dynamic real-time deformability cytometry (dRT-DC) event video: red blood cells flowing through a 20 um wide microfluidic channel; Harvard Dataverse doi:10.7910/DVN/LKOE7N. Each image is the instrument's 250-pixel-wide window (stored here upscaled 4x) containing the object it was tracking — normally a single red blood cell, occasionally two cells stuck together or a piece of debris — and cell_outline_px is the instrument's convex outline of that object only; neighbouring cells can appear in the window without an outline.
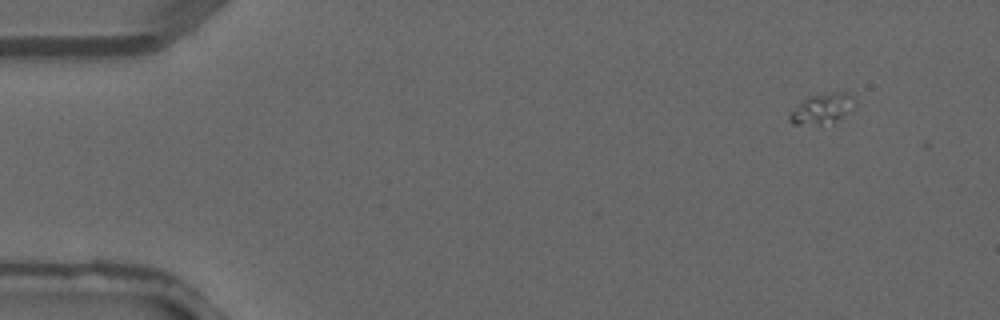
{"species": "common noctule bat (a hibernating species)", "species_latin": "Nyctalus noctula", "temperature_condition": "warm", "stored_images_in_passage": 3, "camera_frame_rate_fps": 3000, "um_per_image_px": 0.085, "animal": {"sex": "male", "forearm_length_mm": 52.5}, "frame": {"image": 1, "passage_image": 1, "time_ms": 0.0, "image_size_px": [1000, 320], "cell_outline_px": [[856, 104], [840, 116], [832, 120], [820, 124], [792, 124], [788, 120], [788, 116], [808, 96], [832, 92], [848, 92], [856, 96]], "centroid_in_image_um": [69.9, 9.19], "position_along_channel_um": 15.1, "area_um2": 11.04}}
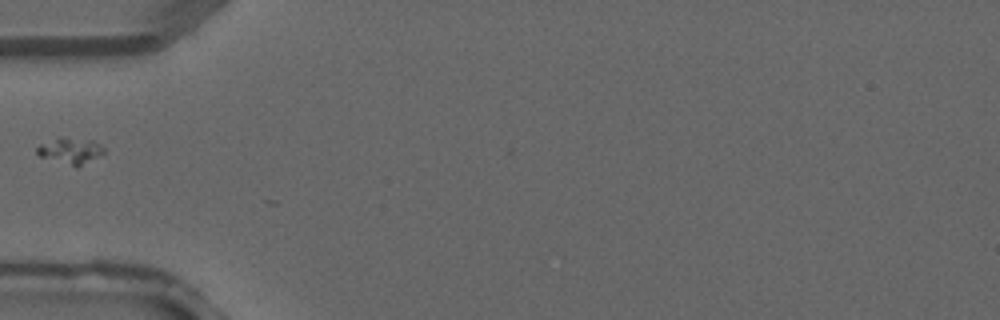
{"frame": {"image": 2, "passage_image": 3, "time_ms": 0.667, "image_size_px": [1000, 320], "cell_outline_px": [[104, 152], [100, 156], [76, 168], [40, 156], [36, 152], [36, 148], [40, 144], [60, 136], [92, 140], [100, 144], [104, 148]], "centroid_in_image_um": [5.99, 12.81], "position_along_channel_um": 79.0, "area_um2": 10.35}}